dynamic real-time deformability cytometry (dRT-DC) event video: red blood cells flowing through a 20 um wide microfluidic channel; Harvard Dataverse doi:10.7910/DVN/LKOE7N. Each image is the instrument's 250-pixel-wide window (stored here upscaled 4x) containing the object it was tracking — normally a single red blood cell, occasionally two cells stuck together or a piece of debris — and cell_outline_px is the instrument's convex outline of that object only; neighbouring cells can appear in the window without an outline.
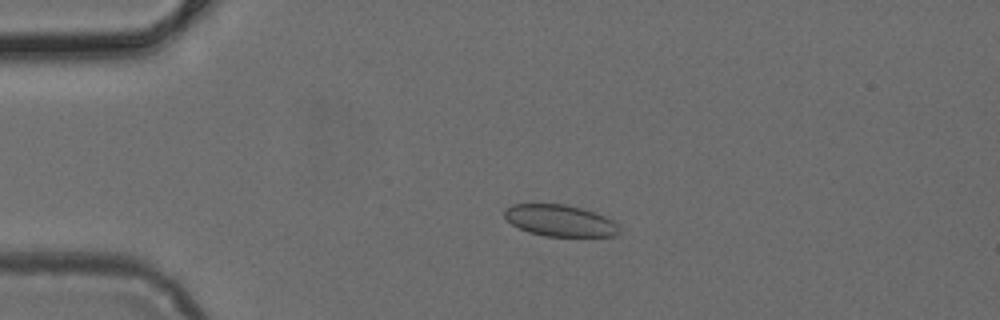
{"species": "common noctule bat (a hibernating species)", "species_latin": "Nyctalus noctula", "temperature_condition": "cold", "stored_images_in_passage": 5, "camera_frame_rate_fps": 3000, "um_per_image_px": 0.085, "animal": {"sex": "female", "body_mass_g": 24.6, "forearm_length_mm": 56.2}, "frame": {"image": 1, "passage_image": 4, "time_ms": 1.0, "image_size_px": [1000, 320], "cell_outline_px": [[620, 232], [616, 236], [544, 236], [528, 232], [512, 224], [504, 216], [504, 208], [512, 204], [564, 204], [580, 208], [604, 216], [612, 220], [620, 228]], "centroid_in_image_um": [47.58, 18.75], "position_along_channel_um": 37.4, "area_um2": 20.98}}